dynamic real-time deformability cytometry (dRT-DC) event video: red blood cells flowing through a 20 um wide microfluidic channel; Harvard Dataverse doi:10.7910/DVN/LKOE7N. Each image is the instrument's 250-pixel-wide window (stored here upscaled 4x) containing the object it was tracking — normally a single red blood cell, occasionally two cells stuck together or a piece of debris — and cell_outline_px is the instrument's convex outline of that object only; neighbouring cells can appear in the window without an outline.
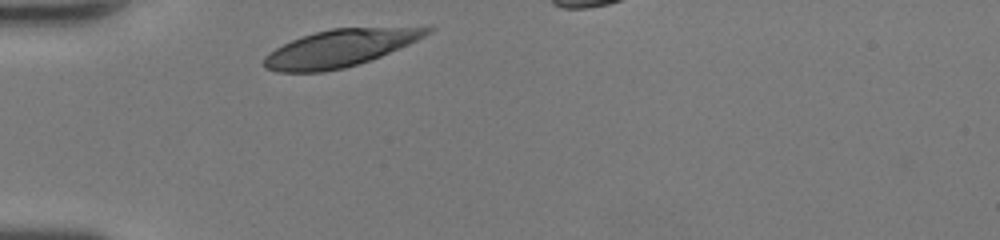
{"species": "human", "species_latin": "Homo sapiens", "temperature_condition": "room temperature", "stored_images_in_passage": 25, "camera_frame_rate_fps": 3000, "um_per_image_px": 0.085, "donor": {"sex": "female"}, "frame": {"image": 1, "passage_image": 1, "time_ms": 0.0, "image_size_px": [1000, 240], "cell_outline_px": [[436, 28], [424, 36], [408, 44], [380, 56], [344, 68], [324, 72], [276, 72], [264, 68], [264, 56], [268, 52], [300, 36], [332, 28]], "centroid_in_image_um": [28.78, 4.12], "position_along_channel_um": 56.2, "area_um2": 34.62}}
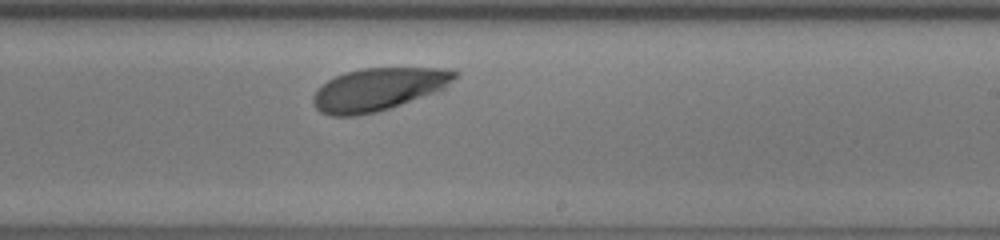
{"frame": {"image": 2, "passage_image": 16, "time_ms": 5.0, "image_size_px": [1000, 240], "cell_outline_px": [[460, 72], [440, 92], [376, 112], [356, 116], [332, 116], [320, 112], [312, 104], [312, 96], [316, 88], [320, 84], [344, 72], [364, 68], [448, 68]], "centroid_in_image_um": [32.14, 7.59], "position_along_channel_um": 256.9, "area_um2": 35.6}}
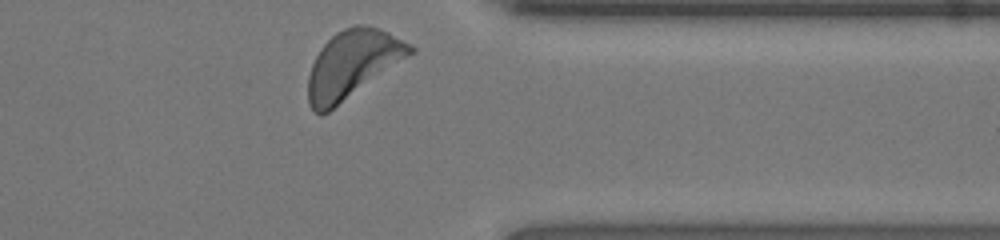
{"frame": {"image": 3, "passage_image": 25, "time_ms": 8.0, "image_size_px": [1000, 240], "cell_outline_px": [[416, 52], [328, 112], [320, 116], [312, 112], [308, 104], [308, 76], [312, 64], [320, 48], [336, 32], [344, 28], [356, 24], [364, 24], [380, 28], [412, 44], [416, 48]], "centroid_in_image_um": [29.96, 5.46], "position_along_channel_um": 381.4, "area_um2": 40.52}, "authors_computed_cell_mechanics": {"area_um2": 35.6048, "velocity_mm_per_s": 4.3087, "shape_relaxation_time_tau1_ms": 1.5138, "shape_relaxation_time_tau2_ms": null, "deformation_change_tau1": 0.136, "deformation_change_tau2": null}}